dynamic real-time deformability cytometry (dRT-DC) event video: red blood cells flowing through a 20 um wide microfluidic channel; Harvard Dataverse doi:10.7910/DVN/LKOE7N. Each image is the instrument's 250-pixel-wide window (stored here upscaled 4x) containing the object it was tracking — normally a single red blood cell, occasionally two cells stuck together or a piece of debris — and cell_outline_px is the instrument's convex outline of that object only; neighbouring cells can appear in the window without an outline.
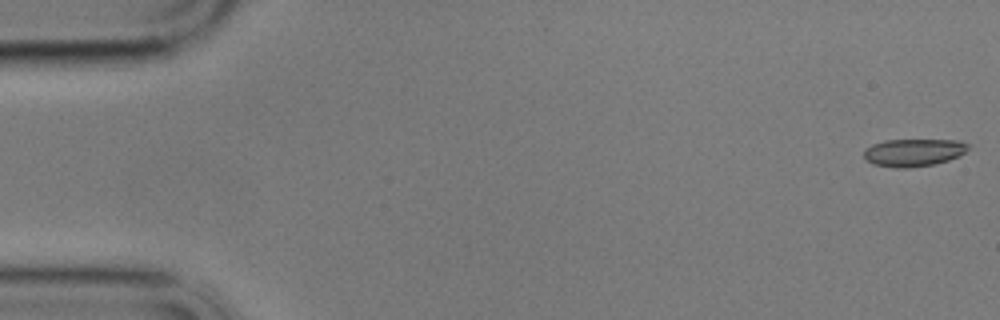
{"species": "common noctule bat (a hibernating species)", "species_latin": "Nyctalus noctula", "temperature_condition": "cold", "stored_images_in_passage": 51, "camera_frame_rate_fps": 3000, "um_per_image_px": 0.085, "animal": {"sex": "male", "body_mass_g": 17.9}, "frame": {"image": 1, "passage_image": 1, "time_ms": 0.0, "image_size_px": [1000, 320], "cell_outline_px": [[968, 148], [964, 152], [948, 160], [932, 164], [904, 168], [896, 168], [872, 164], [864, 156], [864, 148], [872, 144], [884, 140], [956, 140], [968, 144]], "centroid_in_image_um": [77.59, 12.95], "position_along_channel_um": 7.4, "area_um2": 16.53}}
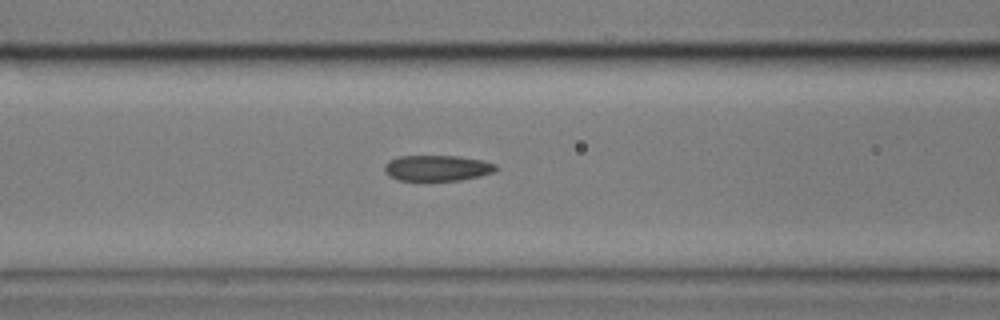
{"frame": {"image": 2, "passage_image": 23, "time_ms": 7.333, "image_size_px": [1000, 320], "cell_outline_px": [[500, 168], [496, 172], [480, 176], [460, 180], [400, 180], [388, 176], [384, 172], [384, 164], [388, 160], [400, 156], [456, 156], [484, 160], [496, 164]], "centroid_in_image_um": [37.19, 14.28], "position_along_channel_um": 129.4, "area_um2": 16.94}}
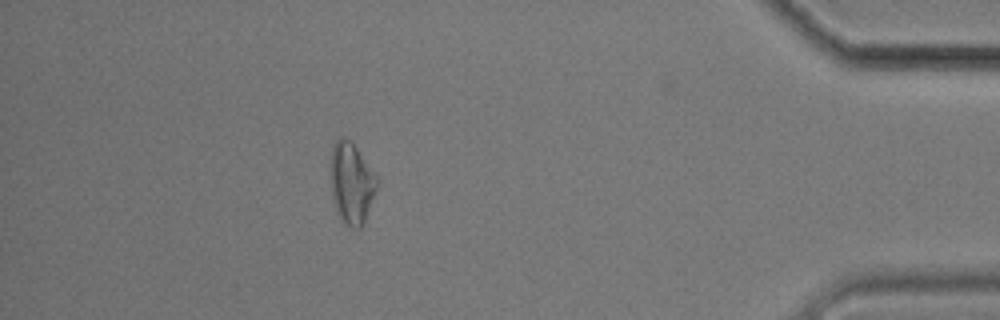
{"frame": {"image": 3, "passage_image": 51, "time_ms": 16.667, "image_size_px": [1000, 320], "cell_outline_px": [[380, 180], [364, 224], [360, 228], [352, 228], [344, 224], [336, 212], [332, 200], [328, 164], [332, 144], [340, 136], [344, 136], [356, 148]], "centroid_in_image_um": [29.84, 15.57], "position_along_channel_um": 405.4, "area_um2": 22.72}, "authors_computed_cell_mechanics": {"area_um2": 17.2822, "velocity_mm_per_s": 3.4683, "shape_relaxation_time_tau1_ms": 11.3624, "shape_relaxation_time_tau2_ms": 1.3662, "deformation_change_tau1": 0.2344, "deformation_change_tau2": 0.0708}}